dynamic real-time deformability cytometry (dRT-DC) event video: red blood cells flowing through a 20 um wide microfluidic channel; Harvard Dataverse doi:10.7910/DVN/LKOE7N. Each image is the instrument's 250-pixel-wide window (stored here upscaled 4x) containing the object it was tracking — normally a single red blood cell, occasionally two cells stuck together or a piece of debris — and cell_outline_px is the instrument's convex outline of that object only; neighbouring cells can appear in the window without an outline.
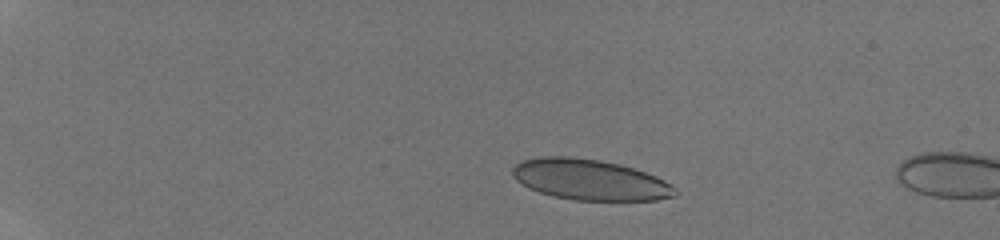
{"species": "human", "species_latin": "Homo sapiens", "temperature_condition": "room temperature", "stored_images_in_passage": 5, "camera_frame_rate_fps": 3000, "um_per_image_px": 0.085, "donor": {"sex": "male"}, "frame": {"image": 1, "passage_image": 1, "time_ms": 0.0, "image_size_px": [1000, 240], "cell_outline_px": [[676, 196], [656, 200], [572, 200], [552, 196], [528, 188], [516, 180], [512, 176], [512, 168], [520, 160], [540, 156], [568, 156], [600, 160], [620, 164], [656, 176], [672, 184], [676, 188]], "centroid_in_image_um": [50.11, 15.27], "position_along_channel_um": 34.9, "area_um2": 38.78}}